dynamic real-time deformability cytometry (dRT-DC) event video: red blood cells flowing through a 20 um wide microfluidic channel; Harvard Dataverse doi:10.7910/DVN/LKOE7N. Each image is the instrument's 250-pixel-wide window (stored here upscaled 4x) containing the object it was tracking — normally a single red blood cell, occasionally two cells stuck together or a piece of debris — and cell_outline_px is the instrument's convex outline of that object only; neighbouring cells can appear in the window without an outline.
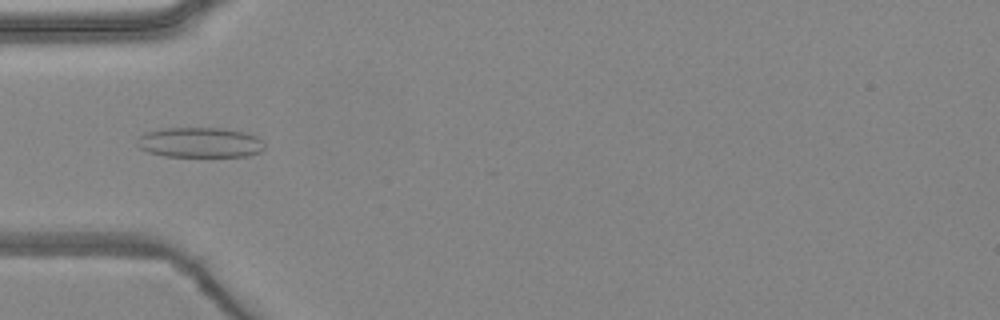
{"species": "common noctule bat (a hibernating species)", "species_latin": "Nyctalus noctula", "temperature_condition": "warm", "stored_images_in_passage": 4, "camera_frame_rate_fps": 3000, "um_per_image_px": 0.085, "animal": {"sex": "female", "body_mass_g": 24.6, "forearm_length_mm": 56.2}, "frame": {"image": 1, "passage_image": 3, "time_ms": 2.667, "image_size_px": [1000, 320], "cell_outline_px": [[264, 148], [260, 152], [248, 156], [164, 156], [148, 152], [140, 148], [136, 144], [136, 140], [144, 132], [164, 128], [224, 128], [244, 132], [256, 136], [264, 144]], "centroid_in_image_um": [16.97, 12.11], "position_along_channel_um": 68.0, "area_um2": 22.43}}